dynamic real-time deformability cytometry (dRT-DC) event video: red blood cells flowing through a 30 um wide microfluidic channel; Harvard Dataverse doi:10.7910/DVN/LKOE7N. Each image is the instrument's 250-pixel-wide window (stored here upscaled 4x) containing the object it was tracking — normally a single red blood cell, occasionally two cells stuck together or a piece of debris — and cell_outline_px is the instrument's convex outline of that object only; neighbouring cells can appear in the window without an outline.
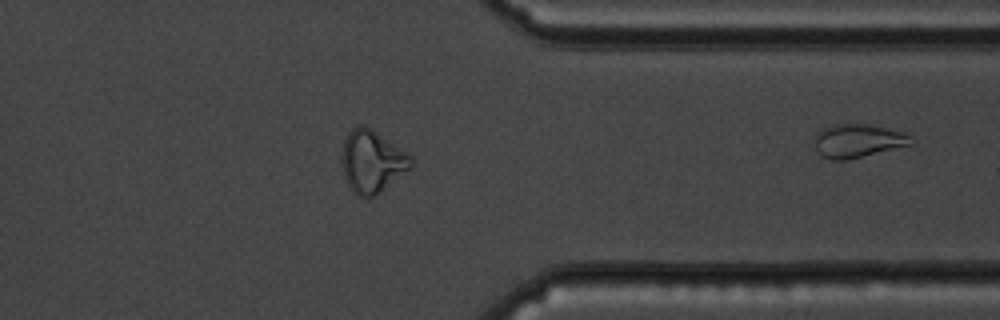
{"species": "common noctule bat (a hibernating species)", "species_latin": "Nyctalus noctula", "temperature_condition": "cold", "stored_images_in_passage": 48, "camera_frame_rate_fps": 3000, "um_per_image_px": 0.085, "animal": {"sex": "male", "body_mass_g": 19.5, "forearm_length_mm": 54.6}, "frame": {"image": 1, "passage_image": 48, "time_ms": 15.667, "image_size_px": [1000, 320], "cell_outline_px": [[916, 144], [844, 160], [832, 160], [820, 156], [816, 148], [816, 132], [820, 128], [832, 124], [864, 124], [904, 132], [912, 136]], "centroid_in_image_um": [72.94, 11.96], "position_along_channel_um": 338.5, "area_um2": 18.9}}